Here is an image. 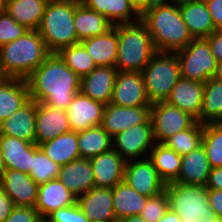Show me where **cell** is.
I'll return each instance as SVG.
<instances>
[{"instance_id":"9c48e42d","label":"cell","mask_w":222,"mask_h":222,"mask_svg":"<svg viewBox=\"0 0 222 222\" xmlns=\"http://www.w3.org/2000/svg\"><path fill=\"white\" fill-rule=\"evenodd\" d=\"M150 120L155 143H163L179 131L190 128L197 121L189 113L166 101L151 105Z\"/></svg>"},{"instance_id":"cb8c5ba5","label":"cell","mask_w":222,"mask_h":222,"mask_svg":"<svg viewBox=\"0 0 222 222\" xmlns=\"http://www.w3.org/2000/svg\"><path fill=\"white\" fill-rule=\"evenodd\" d=\"M93 59L97 67H115L118 52L117 25L106 33L79 42Z\"/></svg>"},{"instance_id":"60d3db41","label":"cell","mask_w":222,"mask_h":222,"mask_svg":"<svg viewBox=\"0 0 222 222\" xmlns=\"http://www.w3.org/2000/svg\"><path fill=\"white\" fill-rule=\"evenodd\" d=\"M168 209L169 200L165 190L154 197H149L139 215L146 222H158Z\"/></svg>"},{"instance_id":"8992f818","label":"cell","mask_w":222,"mask_h":222,"mask_svg":"<svg viewBox=\"0 0 222 222\" xmlns=\"http://www.w3.org/2000/svg\"><path fill=\"white\" fill-rule=\"evenodd\" d=\"M146 94L151 104L165 102L176 82L181 78L175 52L157 51L142 70Z\"/></svg>"},{"instance_id":"ffe728a7","label":"cell","mask_w":222,"mask_h":222,"mask_svg":"<svg viewBox=\"0 0 222 222\" xmlns=\"http://www.w3.org/2000/svg\"><path fill=\"white\" fill-rule=\"evenodd\" d=\"M205 83L180 78L166 102L189 113L200 122Z\"/></svg>"},{"instance_id":"d6a6232c","label":"cell","mask_w":222,"mask_h":222,"mask_svg":"<svg viewBox=\"0 0 222 222\" xmlns=\"http://www.w3.org/2000/svg\"><path fill=\"white\" fill-rule=\"evenodd\" d=\"M39 148L60 166L80 159L78 133L74 131L58 135L53 140L40 144Z\"/></svg>"},{"instance_id":"d6986e66","label":"cell","mask_w":222,"mask_h":222,"mask_svg":"<svg viewBox=\"0 0 222 222\" xmlns=\"http://www.w3.org/2000/svg\"><path fill=\"white\" fill-rule=\"evenodd\" d=\"M118 70L115 67H96L80 82V91L94 101L107 105L111 102Z\"/></svg>"},{"instance_id":"44dd1931","label":"cell","mask_w":222,"mask_h":222,"mask_svg":"<svg viewBox=\"0 0 222 222\" xmlns=\"http://www.w3.org/2000/svg\"><path fill=\"white\" fill-rule=\"evenodd\" d=\"M76 196L56 178L39 185L35 209L41 218L53 211L75 204Z\"/></svg>"},{"instance_id":"ba28073f","label":"cell","mask_w":222,"mask_h":222,"mask_svg":"<svg viewBox=\"0 0 222 222\" xmlns=\"http://www.w3.org/2000/svg\"><path fill=\"white\" fill-rule=\"evenodd\" d=\"M175 53L182 78L205 83L213 77L217 61L205 38L193 39L185 48Z\"/></svg>"},{"instance_id":"d4e9b609","label":"cell","mask_w":222,"mask_h":222,"mask_svg":"<svg viewBox=\"0 0 222 222\" xmlns=\"http://www.w3.org/2000/svg\"><path fill=\"white\" fill-rule=\"evenodd\" d=\"M178 7L193 39L207 38L215 31L211 14L204 0H195Z\"/></svg>"},{"instance_id":"91938a15","label":"cell","mask_w":222,"mask_h":222,"mask_svg":"<svg viewBox=\"0 0 222 222\" xmlns=\"http://www.w3.org/2000/svg\"><path fill=\"white\" fill-rule=\"evenodd\" d=\"M38 222H50L47 218H41Z\"/></svg>"},{"instance_id":"bcb514c9","label":"cell","mask_w":222,"mask_h":222,"mask_svg":"<svg viewBox=\"0 0 222 222\" xmlns=\"http://www.w3.org/2000/svg\"><path fill=\"white\" fill-rule=\"evenodd\" d=\"M211 48L214 59L222 61V30H215L210 36L205 38Z\"/></svg>"},{"instance_id":"f5cc1de1","label":"cell","mask_w":222,"mask_h":222,"mask_svg":"<svg viewBox=\"0 0 222 222\" xmlns=\"http://www.w3.org/2000/svg\"><path fill=\"white\" fill-rule=\"evenodd\" d=\"M134 8L140 13L144 12V0H128Z\"/></svg>"},{"instance_id":"7dc6e473","label":"cell","mask_w":222,"mask_h":222,"mask_svg":"<svg viewBox=\"0 0 222 222\" xmlns=\"http://www.w3.org/2000/svg\"><path fill=\"white\" fill-rule=\"evenodd\" d=\"M208 201L212 213L222 219V190L208 189Z\"/></svg>"},{"instance_id":"ee69618b","label":"cell","mask_w":222,"mask_h":222,"mask_svg":"<svg viewBox=\"0 0 222 222\" xmlns=\"http://www.w3.org/2000/svg\"><path fill=\"white\" fill-rule=\"evenodd\" d=\"M40 219L35 207L15 206L4 222H38Z\"/></svg>"},{"instance_id":"f546056e","label":"cell","mask_w":222,"mask_h":222,"mask_svg":"<svg viewBox=\"0 0 222 222\" xmlns=\"http://www.w3.org/2000/svg\"><path fill=\"white\" fill-rule=\"evenodd\" d=\"M3 9L28 30H37L49 0H2Z\"/></svg>"},{"instance_id":"5b68a950","label":"cell","mask_w":222,"mask_h":222,"mask_svg":"<svg viewBox=\"0 0 222 222\" xmlns=\"http://www.w3.org/2000/svg\"><path fill=\"white\" fill-rule=\"evenodd\" d=\"M75 0H49L37 29L50 53L78 44L74 27Z\"/></svg>"},{"instance_id":"ab89813d","label":"cell","mask_w":222,"mask_h":222,"mask_svg":"<svg viewBox=\"0 0 222 222\" xmlns=\"http://www.w3.org/2000/svg\"><path fill=\"white\" fill-rule=\"evenodd\" d=\"M201 145L211 168L222 167V122L203 124Z\"/></svg>"},{"instance_id":"603a6c76","label":"cell","mask_w":222,"mask_h":222,"mask_svg":"<svg viewBox=\"0 0 222 222\" xmlns=\"http://www.w3.org/2000/svg\"><path fill=\"white\" fill-rule=\"evenodd\" d=\"M58 179L76 198L95 187L93 170L89 159L80 158L61 166Z\"/></svg>"},{"instance_id":"4fadbf2b","label":"cell","mask_w":222,"mask_h":222,"mask_svg":"<svg viewBox=\"0 0 222 222\" xmlns=\"http://www.w3.org/2000/svg\"><path fill=\"white\" fill-rule=\"evenodd\" d=\"M151 106L123 107L111 103L105 105L101 127L111 136L144 124L150 119Z\"/></svg>"},{"instance_id":"277c9868","label":"cell","mask_w":222,"mask_h":222,"mask_svg":"<svg viewBox=\"0 0 222 222\" xmlns=\"http://www.w3.org/2000/svg\"><path fill=\"white\" fill-rule=\"evenodd\" d=\"M118 52L115 68L122 72H142L157 52L145 24H118Z\"/></svg>"},{"instance_id":"8fae6325","label":"cell","mask_w":222,"mask_h":222,"mask_svg":"<svg viewBox=\"0 0 222 222\" xmlns=\"http://www.w3.org/2000/svg\"><path fill=\"white\" fill-rule=\"evenodd\" d=\"M123 181L147 197H154L166 188L149 158L126 161Z\"/></svg>"},{"instance_id":"e575fe53","label":"cell","mask_w":222,"mask_h":222,"mask_svg":"<svg viewBox=\"0 0 222 222\" xmlns=\"http://www.w3.org/2000/svg\"><path fill=\"white\" fill-rule=\"evenodd\" d=\"M80 158L90 159L112 149V137L101 127L95 126L78 133Z\"/></svg>"},{"instance_id":"681fc988","label":"cell","mask_w":222,"mask_h":222,"mask_svg":"<svg viewBox=\"0 0 222 222\" xmlns=\"http://www.w3.org/2000/svg\"><path fill=\"white\" fill-rule=\"evenodd\" d=\"M205 186L211 190H222V167L211 169Z\"/></svg>"},{"instance_id":"2e32d148","label":"cell","mask_w":222,"mask_h":222,"mask_svg":"<svg viewBox=\"0 0 222 222\" xmlns=\"http://www.w3.org/2000/svg\"><path fill=\"white\" fill-rule=\"evenodd\" d=\"M76 203L90 222H118L113 209L112 188L93 187L77 197Z\"/></svg>"},{"instance_id":"8d00e7d4","label":"cell","mask_w":222,"mask_h":222,"mask_svg":"<svg viewBox=\"0 0 222 222\" xmlns=\"http://www.w3.org/2000/svg\"><path fill=\"white\" fill-rule=\"evenodd\" d=\"M202 136L203 124L196 121L190 128L179 131L162 144L182 156L201 146Z\"/></svg>"},{"instance_id":"6da1fadb","label":"cell","mask_w":222,"mask_h":222,"mask_svg":"<svg viewBox=\"0 0 222 222\" xmlns=\"http://www.w3.org/2000/svg\"><path fill=\"white\" fill-rule=\"evenodd\" d=\"M25 80L30 99L60 110L66 111L75 94L80 92L81 78L57 53H51Z\"/></svg>"},{"instance_id":"7c38bea8","label":"cell","mask_w":222,"mask_h":222,"mask_svg":"<svg viewBox=\"0 0 222 222\" xmlns=\"http://www.w3.org/2000/svg\"><path fill=\"white\" fill-rule=\"evenodd\" d=\"M110 103L123 107L151 106L142 72L118 71Z\"/></svg>"},{"instance_id":"6125c7cd","label":"cell","mask_w":222,"mask_h":222,"mask_svg":"<svg viewBox=\"0 0 222 222\" xmlns=\"http://www.w3.org/2000/svg\"><path fill=\"white\" fill-rule=\"evenodd\" d=\"M3 9V2H0V12L2 11Z\"/></svg>"},{"instance_id":"9f6ffc18","label":"cell","mask_w":222,"mask_h":222,"mask_svg":"<svg viewBox=\"0 0 222 222\" xmlns=\"http://www.w3.org/2000/svg\"><path fill=\"white\" fill-rule=\"evenodd\" d=\"M199 222H222V219L218 218L214 213H212L204 219L201 218Z\"/></svg>"},{"instance_id":"6f0895ef","label":"cell","mask_w":222,"mask_h":222,"mask_svg":"<svg viewBox=\"0 0 222 222\" xmlns=\"http://www.w3.org/2000/svg\"><path fill=\"white\" fill-rule=\"evenodd\" d=\"M5 170L6 165L2 156V152L0 151V178L3 176Z\"/></svg>"},{"instance_id":"680465c9","label":"cell","mask_w":222,"mask_h":222,"mask_svg":"<svg viewBox=\"0 0 222 222\" xmlns=\"http://www.w3.org/2000/svg\"><path fill=\"white\" fill-rule=\"evenodd\" d=\"M169 1H170L169 2L170 4L179 6V5L187 4V3L195 1V0H169Z\"/></svg>"},{"instance_id":"f6af8a7d","label":"cell","mask_w":222,"mask_h":222,"mask_svg":"<svg viewBox=\"0 0 222 222\" xmlns=\"http://www.w3.org/2000/svg\"><path fill=\"white\" fill-rule=\"evenodd\" d=\"M211 14L215 30H222V0H204Z\"/></svg>"},{"instance_id":"484cf974","label":"cell","mask_w":222,"mask_h":222,"mask_svg":"<svg viewBox=\"0 0 222 222\" xmlns=\"http://www.w3.org/2000/svg\"><path fill=\"white\" fill-rule=\"evenodd\" d=\"M211 169L205 150L201 145L196 150L181 156V171L174 182L205 186Z\"/></svg>"},{"instance_id":"f35d334b","label":"cell","mask_w":222,"mask_h":222,"mask_svg":"<svg viewBox=\"0 0 222 222\" xmlns=\"http://www.w3.org/2000/svg\"><path fill=\"white\" fill-rule=\"evenodd\" d=\"M60 168L61 166L46 156L37 144L32 146V163L29 176L36 184L40 185L58 178Z\"/></svg>"},{"instance_id":"816d5d0a","label":"cell","mask_w":222,"mask_h":222,"mask_svg":"<svg viewBox=\"0 0 222 222\" xmlns=\"http://www.w3.org/2000/svg\"><path fill=\"white\" fill-rule=\"evenodd\" d=\"M169 0H144V11L156 6L168 4Z\"/></svg>"},{"instance_id":"3957f363","label":"cell","mask_w":222,"mask_h":222,"mask_svg":"<svg viewBox=\"0 0 222 222\" xmlns=\"http://www.w3.org/2000/svg\"><path fill=\"white\" fill-rule=\"evenodd\" d=\"M37 30L0 47V68L4 77L26 79L50 55Z\"/></svg>"},{"instance_id":"94428289","label":"cell","mask_w":222,"mask_h":222,"mask_svg":"<svg viewBox=\"0 0 222 222\" xmlns=\"http://www.w3.org/2000/svg\"><path fill=\"white\" fill-rule=\"evenodd\" d=\"M3 78H5V77H4V75H3L2 71H1V68H0V80H2Z\"/></svg>"},{"instance_id":"836d02e7","label":"cell","mask_w":222,"mask_h":222,"mask_svg":"<svg viewBox=\"0 0 222 222\" xmlns=\"http://www.w3.org/2000/svg\"><path fill=\"white\" fill-rule=\"evenodd\" d=\"M148 158L166 184L174 182L178 178L181 171V155L162 143H155Z\"/></svg>"},{"instance_id":"4dcf8cb0","label":"cell","mask_w":222,"mask_h":222,"mask_svg":"<svg viewBox=\"0 0 222 222\" xmlns=\"http://www.w3.org/2000/svg\"><path fill=\"white\" fill-rule=\"evenodd\" d=\"M81 2L87 8L104 15L113 25L140 20V13L128 0H81Z\"/></svg>"},{"instance_id":"83f0119b","label":"cell","mask_w":222,"mask_h":222,"mask_svg":"<svg viewBox=\"0 0 222 222\" xmlns=\"http://www.w3.org/2000/svg\"><path fill=\"white\" fill-rule=\"evenodd\" d=\"M36 143H30L25 140L0 135V151L6 165V169L18 170L29 174L32 163V146Z\"/></svg>"},{"instance_id":"ac0fdd59","label":"cell","mask_w":222,"mask_h":222,"mask_svg":"<svg viewBox=\"0 0 222 222\" xmlns=\"http://www.w3.org/2000/svg\"><path fill=\"white\" fill-rule=\"evenodd\" d=\"M95 187L114 188L123 181L126 161L113 148L89 159Z\"/></svg>"},{"instance_id":"74e56055","label":"cell","mask_w":222,"mask_h":222,"mask_svg":"<svg viewBox=\"0 0 222 222\" xmlns=\"http://www.w3.org/2000/svg\"><path fill=\"white\" fill-rule=\"evenodd\" d=\"M58 56L80 78L88 75L97 66L93 59L80 44L70 45L61 49Z\"/></svg>"},{"instance_id":"7bdbcfd3","label":"cell","mask_w":222,"mask_h":222,"mask_svg":"<svg viewBox=\"0 0 222 222\" xmlns=\"http://www.w3.org/2000/svg\"><path fill=\"white\" fill-rule=\"evenodd\" d=\"M50 222H90L77 203L59 208L46 217Z\"/></svg>"},{"instance_id":"7a4b0ae2","label":"cell","mask_w":222,"mask_h":222,"mask_svg":"<svg viewBox=\"0 0 222 222\" xmlns=\"http://www.w3.org/2000/svg\"><path fill=\"white\" fill-rule=\"evenodd\" d=\"M140 20L159 52H176L193 40L176 5L168 3L148 9L140 15Z\"/></svg>"},{"instance_id":"f907efd6","label":"cell","mask_w":222,"mask_h":222,"mask_svg":"<svg viewBox=\"0 0 222 222\" xmlns=\"http://www.w3.org/2000/svg\"><path fill=\"white\" fill-rule=\"evenodd\" d=\"M158 222H181V219L176 212L169 208Z\"/></svg>"},{"instance_id":"d590c367","label":"cell","mask_w":222,"mask_h":222,"mask_svg":"<svg viewBox=\"0 0 222 222\" xmlns=\"http://www.w3.org/2000/svg\"><path fill=\"white\" fill-rule=\"evenodd\" d=\"M222 122V82L211 78L204 85L200 123Z\"/></svg>"},{"instance_id":"db71d44e","label":"cell","mask_w":222,"mask_h":222,"mask_svg":"<svg viewBox=\"0 0 222 222\" xmlns=\"http://www.w3.org/2000/svg\"><path fill=\"white\" fill-rule=\"evenodd\" d=\"M118 222H146L140 215L128 216Z\"/></svg>"},{"instance_id":"11a10c76","label":"cell","mask_w":222,"mask_h":222,"mask_svg":"<svg viewBox=\"0 0 222 222\" xmlns=\"http://www.w3.org/2000/svg\"><path fill=\"white\" fill-rule=\"evenodd\" d=\"M212 78L217 79L218 81L222 82V61L217 62L215 73Z\"/></svg>"},{"instance_id":"9a60e30c","label":"cell","mask_w":222,"mask_h":222,"mask_svg":"<svg viewBox=\"0 0 222 222\" xmlns=\"http://www.w3.org/2000/svg\"><path fill=\"white\" fill-rule=\"evenodd\" d=\"M70 131L71 127L65 110L36 102L35 143L38 146Z\"/></svg>"},{"instance_id":"52a82bcc","label":"cell","mask_w":222,"mask_h":222,"mask_svg":"<svg viewBox=\"0 0 222 222\" xmlns=\"http://www.w3.org/2000/svg\"><path fill=\"white\" fill-rule=\"evenodd\" d=\"M165 190L169 208L179 215L181 222H199L212 214L206 186L171 182Z\"/></svg>"},{"instance_id":"b9f144b4","label":"cell","mask_w":222,"mask_h":222,"mask_svg":"<svg viewBox=\"0 0 222 222\" xmlns=\"http://www.w3.org/2000/svg\"><path fill=\"white\" fill-rule=\"evenodd\" d=\"M29 30L18 24L5 9L0 12V47L23 36Z\"/></svg>"},{"instance_id":"5bb4252c","label":"cell","mask_w":222,"mask_h":222,"mask_svg":"<svg viewBox=\"0 0 222 222\" xmlns=\"http://www.w3.org/2000/svg\"><path fill=\"white\" fill-rule=\"evenodd\" d=\"M105 105L94 101L81 91L76 93L66 110L71 131L82 132L100 126Z\"/></svg>"},{"instance_id":"e0dca14e","label":"cell","mask_w":222,"mask_h":222,"mask_svg":"<svg viewBox=\"0 0 222 222\" xmlns=\"http://www.w3.org/2000/svg\"><path fill=\"white\" fill-rule=\"evenodd\" d=\"M0 187L12 199L15 206L35 207L39 185L29 174L6 169L0 178Z\"/></svg>"},{"instance_id":"30bf717a","label":"cell","mask_w":222,"mask_h":222,"mask_svg":"<svg viewBox=\"0 0 222 222\" xmlns=\"http://www.w3.org/2000/svg\"><path fill=\"white\" fill-rule=\"evenodd\" d=\"M154 144L150 119L112 137V148L125 161L148 158Z\"/></svg>"},{"instance_id":"f1b7e54d","label":"cell","mask_w":222,"mask_h":222,"mask_svg":"<svg viewBox=\"0 0 222 222\" xmlns=\"http://www.w3.org/2000/svg\"><path fill=\"white\" fill-rule=\"evenodd\" d=\"M113 26L104 15L87 8L80 0H75L74 27L80 42L104 34Z\"/></svg>"},{"instance_id":"c3c4849f","label":"cell","mask_w":222,"mask_h":222,"mask_svg":"<svg viewBox=\"0 0 222 222\" xmlns=\"http://www.w3.org/2000/svg\"><path fill=\"white\" fill-rule=\"evenodd\" d=\"M15 207L12 199L0 187V222H4Z\"/></svg>"},{"instance_id":"7402d4cb","label":"cell","mask_w":222,"mask_h":222,"mask_svg":"<svg viewBox=\"0 0 222 222\" xmlns=\"http://www.w3.org/2000/svg\"><path fill=\"white\" fill-rule=\"evenodd\" d=\"M36 102L30 99L14 114L0 123V135L35 143Z\"/></svg>"},{"instance_id":"4316f807","label":"cell","mask_w":222,"mask_h":222,"mask_svg":"<svg viewBox=\"0 0 222 222\" xmlns=\"http://www.w3.org/2000/svg\"><path fill=\"white\" fill-rule=\"evenodd\" d=\"M30 100L25 79L5 77L0 80V123Z\"/></svg>"},{"instance_id":"1f68e13d","label":"cell","mask_w":222,"mask_h":222,"mask_svg":"<svg viewBox=\"0 0 222 222\" xmlns=\"http://www.w3.org/2000/svg\"><path fill=\"white\" fill-rule=\"evenodd\" d=\"M113 209L117 221L139 215L149 197L139 194L126 182L121 181L112 189Z\"/></svg>"}]
</instances>
